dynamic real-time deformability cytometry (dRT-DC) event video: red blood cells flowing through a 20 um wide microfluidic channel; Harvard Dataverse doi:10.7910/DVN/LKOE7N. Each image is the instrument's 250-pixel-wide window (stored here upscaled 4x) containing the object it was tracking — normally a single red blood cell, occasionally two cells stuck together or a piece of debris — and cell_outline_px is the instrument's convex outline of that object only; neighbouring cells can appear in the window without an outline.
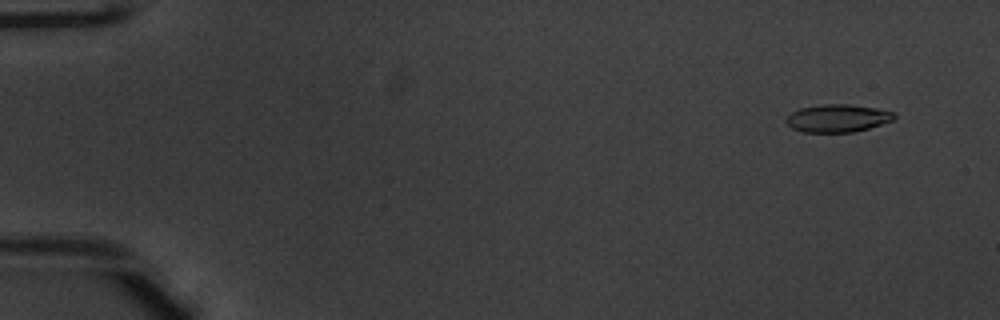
{"species": "common noctule bat (a hibernating species)", "species_latin": "Nyctalus noctula", "temperature_condition": "warm", "stored_images_in_passage": 52, "camera_frame_rate_fps": 3000, "um_per_image_px": 0.085, "animal": {"sex": "male", "body_mass_g": 20.1, "forearm_length_mm": 53.5}, "frame": {"image": 1, "passage_image": 4, "time_ms": 1.0, "image_size_px": [1000, 320], "cell_outline_px": [[896, 116], [892, 120], [868, 128], [852, 132], [804, 132], [792, 128], [784, 120], [784, 116], [800, 108], [820, 104], [848, 104], [876, 108], [896, 112]], "centroid_in_image_um": [71.16, 10.04], "position_along_channel_um": 13.8, "area_um2": 17.51}}
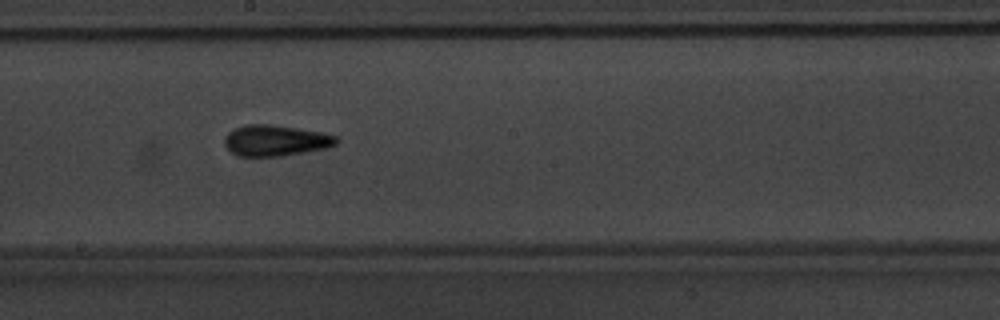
{"frame": {"image": 2, "passage_image": 30, "time_ms": 9.667, "image_size_px": [1000, 320], "cell_outline_px": [[340, 140], [336, 144], [324, 148], [284, 156], [236, 156], [224, 144], [224, 136], [228, 132], [236, 128], [248, 124], [268, 124], [296, 128], [320, 132], [336, 136]], "centroid_in_image_um": [23.4, 11.95], "position_along_channel_um": 224.8, "area_um2": 20.06}}
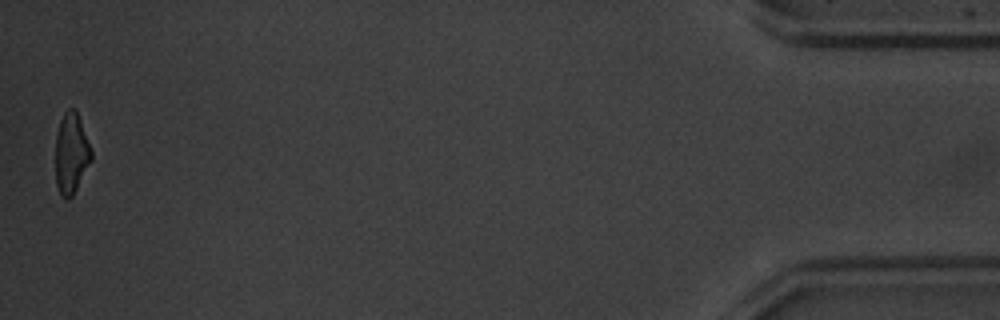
{"frame": {"image": 3, "passage_image": 52, "time_ms": 17.0, "image_size_px": [1000, 320], "cell_outline_px": [[92, 160], [72, 196], [68, 200], [64, 200], [60, 196], [56, 184], [56, 136], [60, 120], [64, 112], [68, 108], [76, 108], [92, 152]], "centroid_in_image_um": [6.05, 13.05], "position_along_channel_um": 429.2, "area_um2": 16.94}, "authors_computed_cell_mechanics": {"area_um2": 18.2937, "velocity_mm_per_s": 3.9574, "shape_relaxation_time_tau1_ms": 4.4841, "shape_relaxation_time_tau2_ms": 1.9933, "deformation_change_tau1": 0.1708, "deformation_change_tau2": 0.0953}}